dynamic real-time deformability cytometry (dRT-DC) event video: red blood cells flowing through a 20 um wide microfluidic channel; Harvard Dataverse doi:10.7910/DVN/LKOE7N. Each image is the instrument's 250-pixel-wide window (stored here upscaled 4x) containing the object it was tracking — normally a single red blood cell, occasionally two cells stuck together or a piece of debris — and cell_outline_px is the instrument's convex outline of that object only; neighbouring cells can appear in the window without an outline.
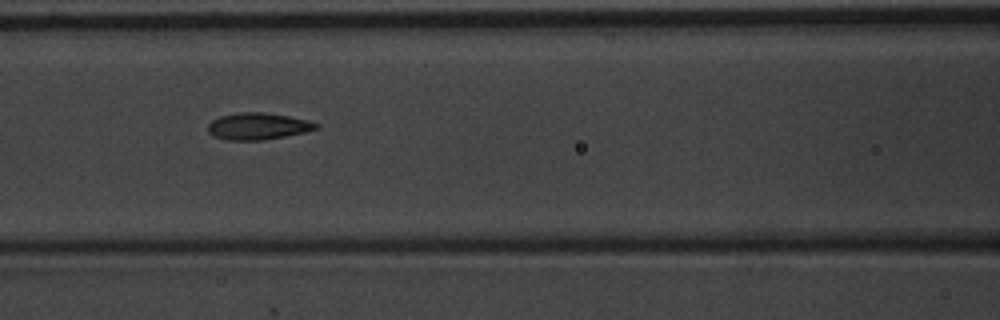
{"species": "common noctule bat (a hibernating species)", "species_latin": "Nyctalus noctula", "temperature_condition": "warm", "stored_images_in_passage": 5, "camera_frame_rate_fps": 3000, "um_per_image_px": 0.085, "animal": {"sex": "male", "body_mass_g": 20.1, "forearm_length_mm": 53.5}, "frame": {"image": 1, "passage_image": 3, "time_ms": 0.667, "image_size_px": [1000, 320], "cell_outline_px": [[320, 128], [304, 132], [264, 140], [228, 140], [212, 136], [208, 132], [208, 124], [212, 120], [220, 116], [240, 112], [264, 112], [288, 116], [308, 120], [320, 124]], "centroid_in_image_um": [21.92, 10.73], "position_along_channel_um": 144.7, "area_um2": 16.94}}
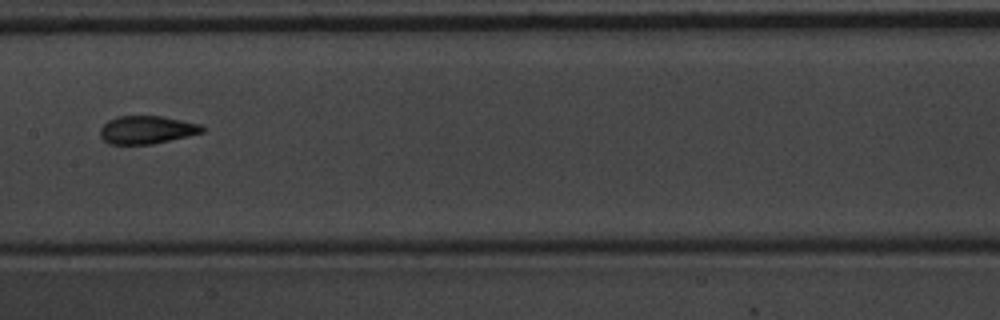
{"frame": {"image": 2, "passage_image": 4, "time_ms": 1.0, "image_size_px": [1000, 320], "cell_outline_px": [[204, 132], [152, 144], [108, 144], [100, 136], [100, 128], [108, 120], [116, 116], [160, 116], [200, 124], [204, 128]], "centroid_in_image_um": [12.44, 11.03], "position_along_channel_um": 195.0, "area_um2": 16.53}}
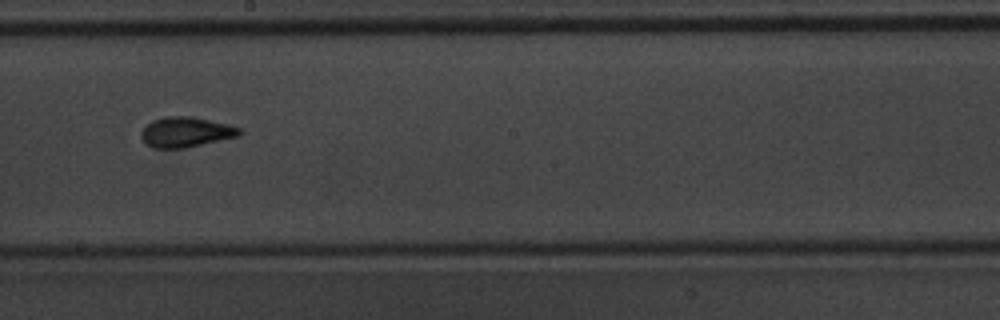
{"frame": {"image": 3, "passage_image": 5, "time_ms": 1.333, "image_size_px": [1000, 320], "cell_outline_px": [[244, 132], [240, 136], [184, 148], [152, 148], [144, 144], [140, 136], [140, 132], [152, 120], [168, 116], [192, 116], [228, 124], [240, 128]], "centroid_in_image_um": [15.8, 11.23], "position_along_channel_um": 232.4, "area_um2": 17.46}}